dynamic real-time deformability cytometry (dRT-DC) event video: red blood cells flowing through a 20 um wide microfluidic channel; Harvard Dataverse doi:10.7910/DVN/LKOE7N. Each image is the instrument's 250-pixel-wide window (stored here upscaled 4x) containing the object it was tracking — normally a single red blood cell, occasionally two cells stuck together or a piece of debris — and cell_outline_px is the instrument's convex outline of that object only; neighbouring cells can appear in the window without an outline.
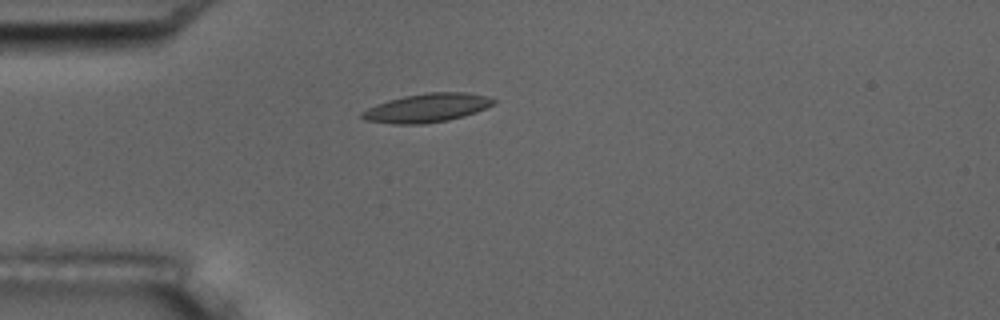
{"species": "common noctule bat (a hibernating species)", "species_latin": "Nyctalus noctula", "temperature_condition": "room temperature", "stored_images_in_passage": 2, "camera_frame_rate_fps": 3000, "um_per_image_px": 0.085, "animal": {"sex": "male", "body_mass_g": 17.5, "forearm_length_mm": 52.3}, "frame": {"image": 1, "passage_image": 1, "time_ms": 0.0, "image_size_px": [1000, 320], "cell_outline_px": [[496, 104], [476, 112], [464, 116], [448, 120], [424, 124], [392, 124], [364, 120], [360, 116], [360, 112], [376, 104], [388, 100], [404, 96], [428, 92], [464, 92], [488, 96], [496, 100]], "centroid_in_image_um": [36.29, 9.17], "position_along_channel_um": 48.7, "area_um2": 22.2}}